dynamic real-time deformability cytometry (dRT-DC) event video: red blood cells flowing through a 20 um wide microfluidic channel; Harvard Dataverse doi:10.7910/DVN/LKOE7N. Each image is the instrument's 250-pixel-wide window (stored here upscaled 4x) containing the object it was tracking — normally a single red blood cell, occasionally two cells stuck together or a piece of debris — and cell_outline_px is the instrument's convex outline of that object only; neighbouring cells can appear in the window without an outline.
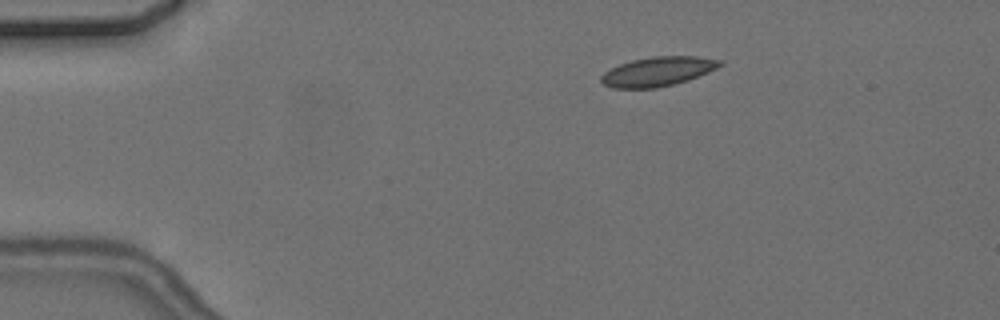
{"species": "common noctule bat (a hibernating species)", "species_latin": "Nyctalus noctula", "temperature_condition": "cold", "stored_images_in_passage": 5, "camera_frame_rate_fps": 3000, "um_per_image_px": 0.085, "animal": {"sex": "female", "body_mass_g": 24.6, "forearm_length_mm": 56.2}, "frame": {"image": 1, "passage_image": 3, "time_ms": 3.0, "image_size_px": [1000, 320], "cell_outline_px": [[724, 64], [708, 72], [688, 80], [656, 88], [612, 88], [604, 84], [600, 80], [600, 76], [604, 72], [620, 64], [632, 60], [652, 56], [696, 56], [724, 60]], "centroid_in_image_um": [55.93, 6.07], "position_along_channel_um": 29.1, "area_um2": 20.29}}